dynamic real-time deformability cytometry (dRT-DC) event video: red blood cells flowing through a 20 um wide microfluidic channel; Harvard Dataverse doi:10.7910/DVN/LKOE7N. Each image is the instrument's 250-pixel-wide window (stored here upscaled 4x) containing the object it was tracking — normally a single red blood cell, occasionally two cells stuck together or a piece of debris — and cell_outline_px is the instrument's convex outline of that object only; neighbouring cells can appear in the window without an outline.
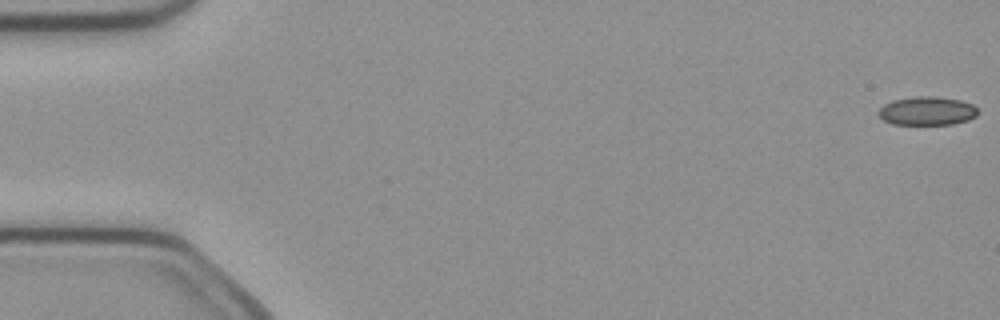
{"species": "common noctule bat (a hibernating species)", "species_latin": "Nyctalus noctula", "temperature_condition": "cold", "stored_images_in_passage": 7, "camera_frame_rate_fps": 3000, "um_per_image_px": 0.085, "animal": {"sex": "female", "body_mass_g": 21.9}, "frame": {"image": 1, "passage_image": 1, "time_ms": 0.0, "image_size_px": [1000, 320], "cell_outline_px": [[976, 116], [968, 120], [952, 124], [892, 124], [884, 120], [876, 112], [884, 104], [892, 100], [916, 96], [936, 96], [960, 100], [972, 104], [976, 108]], "centroid_in_image_um": [78.77, 9.42], "position_along_channel_um": 6.2, "area_um2": 16.53}}
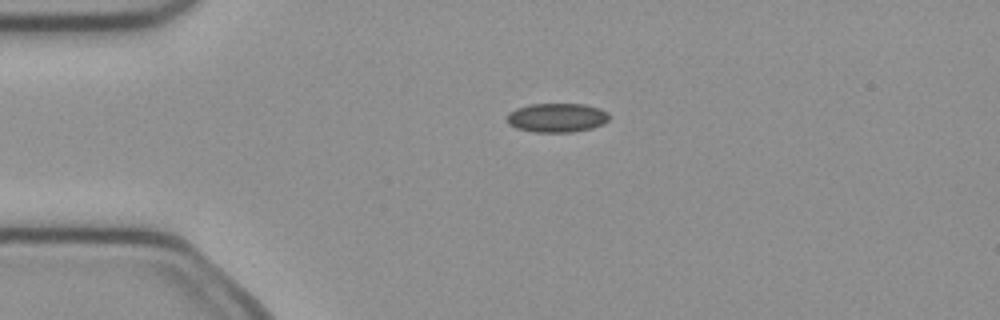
{"frame": {"image": 2, "passage_image": 4, "time_ms": 1.0, "image_size_px": [1000, 320], "cell_outline_px": [[608, 120], [604, 124], [592, 128], [572, 132], [532, 132], [516, 128], [508, 124], [508, 112], [516, 108], [528, 104], [584, 104], [600, 108], [608, 112]], "centroid_in_image_um": [47.33, 10.0], "position_along_channel_um": 37.7, "area_um2": 17.46}}
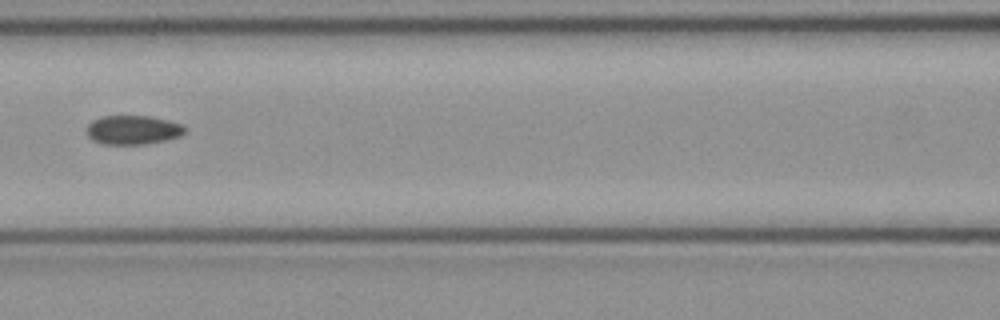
{"frame": {"image": 3, "passage_image": 7, "time_ms": 2.0, "image_size_px": [1000, 320], "cell_outline_px": [[184, 132], [180, 136], [164, 140], [144, 144], [104, 144], [92, 140], [88, 136], [88, 124], [92, 120], [100, 116], [148, 116], [168, 120], [184, 124]], "centroid_in_image_um": [11.29, 11.03], "position_along_channel_um": 155.3, "area_um2": 16.53}}